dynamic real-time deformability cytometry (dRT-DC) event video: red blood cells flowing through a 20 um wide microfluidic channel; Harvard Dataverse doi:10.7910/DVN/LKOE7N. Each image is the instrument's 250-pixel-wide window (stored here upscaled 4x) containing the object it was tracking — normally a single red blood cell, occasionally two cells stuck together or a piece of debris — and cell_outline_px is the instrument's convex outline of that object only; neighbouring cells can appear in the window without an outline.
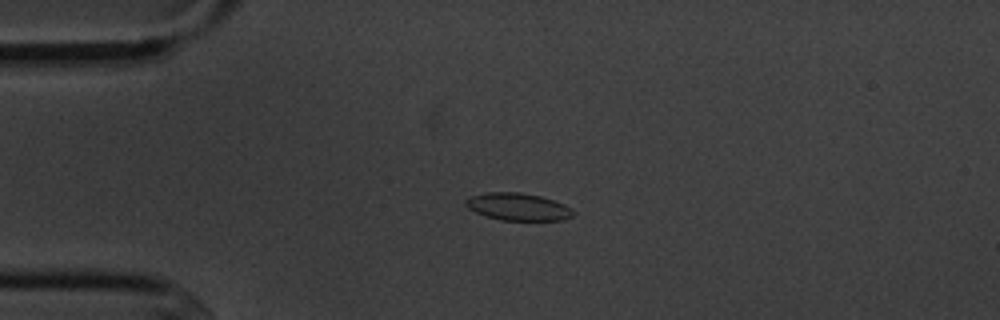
{"species": "common noctule bat (a hibernating species)", "species_latin": "Nyctalus noctula", "temperature_condition": "cold", "stored_images_in_passage": 3, "camera_frame_rate_fps": 3000, "um_per_image_px": 0.085, "animal": {"sex": "male", "body_mass_g": 20.1, "forearm_length_mm": 53.5}, "frame": {"image": 1, "passage_image": 2, "time_ms": 1.333, "image_size_px": [1000, 320], "cell_outline_px": [[576, 212], [572, 216], [564, 220], [500, 220], [476, 212], [468, 208], [464, 204], [464, 200], [472, 196], [488, 192], [520, 192], [540, 196], [564, 204], [572, 208]], "centroid_in_image_um": [44.05, 17.57], "position_along_channel_um": 41.0, "area_um2": 17.11}}